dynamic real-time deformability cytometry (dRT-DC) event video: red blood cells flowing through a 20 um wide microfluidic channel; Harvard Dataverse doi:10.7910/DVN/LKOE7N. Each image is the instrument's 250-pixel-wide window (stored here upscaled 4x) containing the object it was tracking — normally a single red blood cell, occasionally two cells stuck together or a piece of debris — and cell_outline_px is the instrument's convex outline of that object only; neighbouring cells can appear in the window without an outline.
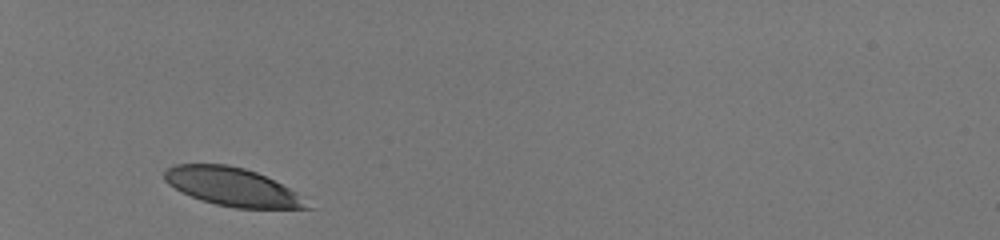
{"species": "human", "species_latin": "Homo sapiens", "temperature_condition": "room temperature", "stored_images_in_passage": 29, "camera_frame_rate_fps": 3000, "um_per_image_px": 0.085, "donor": {"sex": "male"}, "frame": {"image": 1, "passage_image": 1, "time_ms": 0.0, "image_size_px": [1000, 240], "cell_outline_px": [[316, 208], [236, 208], [216, 204], [192, 196], [168, 184], [164, 180], [164, 172], [172, 164], [228, 164], [244, 168], [256, 172], [296, 192]], "centroid_in_image_um": [19.76, 15.88], "position_along_channel_um": 65.2, "area_um2": 31.39}}
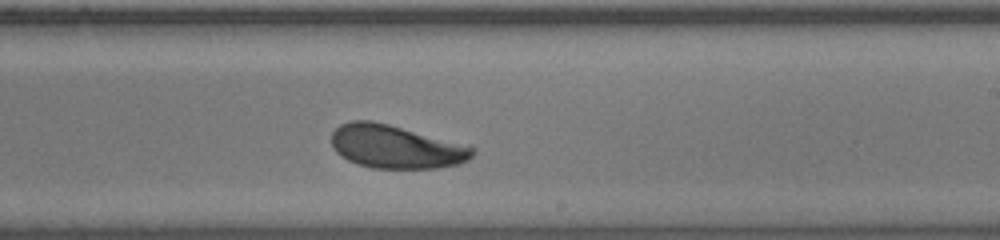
{"frame": {"image": 2, "passage_image": 17, "time_ms": 5.333, "image_size_px": [1000, 240], "cell_outline_px": [[476, 148], [472, 156], [468, 160], [460, 164], [436, 168], [372, 168], [356, 164], [340, 156], [332, 148], [332, 132], [340, 124], [352, 120], [372, 120], [472, 144]], "centroid_in_image_um": [33.7, 12.46], "position_along_channel_um": 255.3, "area_um2": 36.36}}
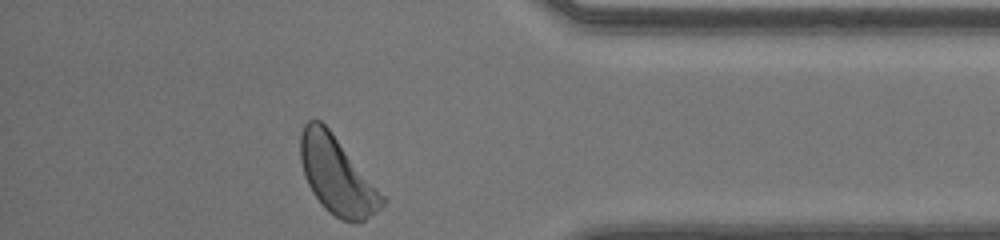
{"frame": {"image": 3, "passage_image": 29, "time_ms": 9.333, "image_size_px": [1000, 240], "cell_outline_px": [[384, 204], [376, 212], [364, 220], [352, 224], [340, 220], [328, 212], [320, 204], [312, 192], [304, 176], [300, 160], [300, 132], [304, 124], [308, 120], [320, 120], [328, 128], [384, 196]], "centroid_in_image_um": [28.6, 14.94], "position_along_channel_um": 406.6, "area_um2": 36.59}, "authors_computed_cell_mechanics": {"area_um2": 35.258, "velocity_mm_per_s": 4.0839, "shape_relaxation_time_tau1_ms": 1.5612, "shape_relaxation_time_tau2_ms": 6.7507, "deformation_change_tau1": 0.1004, "deformation_change_tau2": 0.1175}}